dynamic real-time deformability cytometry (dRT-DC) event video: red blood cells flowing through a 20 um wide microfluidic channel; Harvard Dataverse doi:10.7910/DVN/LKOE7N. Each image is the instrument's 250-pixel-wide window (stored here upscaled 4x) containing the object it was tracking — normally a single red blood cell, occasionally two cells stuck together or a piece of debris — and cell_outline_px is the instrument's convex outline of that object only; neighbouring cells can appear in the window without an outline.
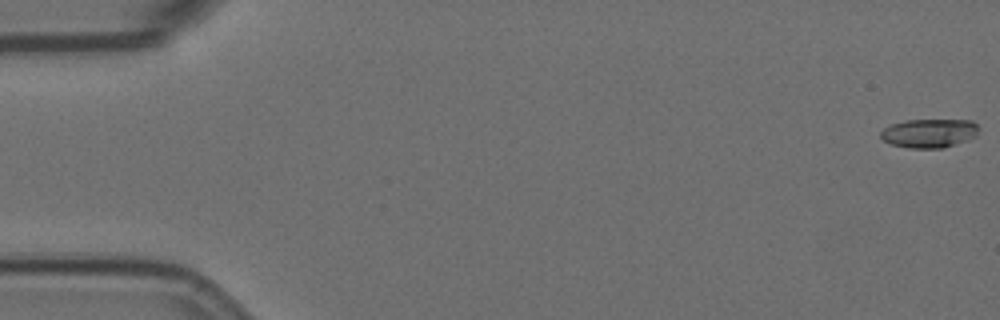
{"species": "Egyptian fruit bat (a non-hibernating species)", "species_latin": "Rousettus aegyptiacus", "temperature_condition": "room temperature", "stored_images_in_passage": 6, "camera_frame_rate_fps": 3000, "um_per_image_px": 0.085, "animal": {"sex": "female"}, "frame": {"image": 1, "passage_image": 1, "time_ms": 0.0, "image_size_px": [1000, 320], "cell_outline_px": [[980, 128], [976, 136], [968, 140], [944, 148], [908, 148], [892, 144], [884, 140], [880, 136], [880, 132], [884, 128], [892, 124], [904, 120], [972, 120]], "centroid_in_image_um": [79.01, 11.32], "position_along_channel_um": 6.0, "area_um2": 16.59}}